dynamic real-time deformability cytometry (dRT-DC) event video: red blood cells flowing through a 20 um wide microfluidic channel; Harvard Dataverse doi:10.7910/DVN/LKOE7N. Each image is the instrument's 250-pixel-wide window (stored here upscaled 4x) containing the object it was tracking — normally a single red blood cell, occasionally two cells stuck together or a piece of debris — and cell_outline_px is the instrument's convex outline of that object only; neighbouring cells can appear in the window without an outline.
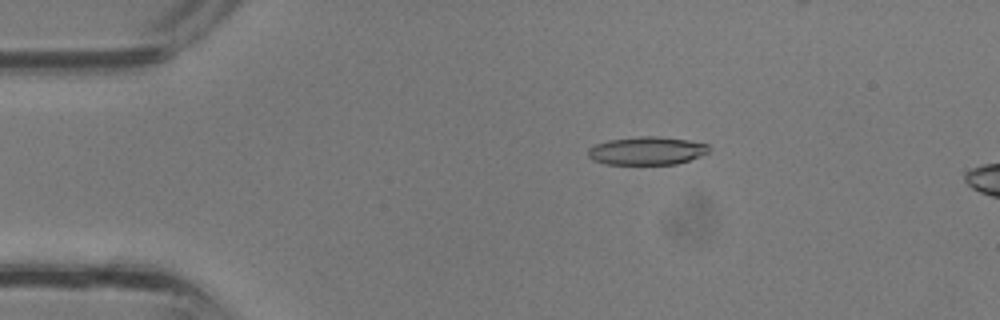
{"species": "common noctule bat (a hibernating species)", "species_latin": "Nyctalus noctula", "temperature_condition": "room temperature", "stored_images_in_passage": 5, "camera_frame_rate_fps": 3000, "um_per_image_px": 0.085, "animal": {"sex": "male", "body_mass_g": 13.3}, "frame": {"image": 1, "passage_image": 1, "time_ms": 0.0, "image_size_px": [1000, 320], "cell_outline_px": [[708, 152], [700, 156], [676, 164], [604, 164], [592, 160], [588, 156], [588, 148], [596, 144], [608, 140], [640, 136], [656, 136], [688, 140], [708, 144]], "centroid_in_image_um": [54.94, 12.81], "position_along_channel_um": 30.1, "area_um2": 19.77}}